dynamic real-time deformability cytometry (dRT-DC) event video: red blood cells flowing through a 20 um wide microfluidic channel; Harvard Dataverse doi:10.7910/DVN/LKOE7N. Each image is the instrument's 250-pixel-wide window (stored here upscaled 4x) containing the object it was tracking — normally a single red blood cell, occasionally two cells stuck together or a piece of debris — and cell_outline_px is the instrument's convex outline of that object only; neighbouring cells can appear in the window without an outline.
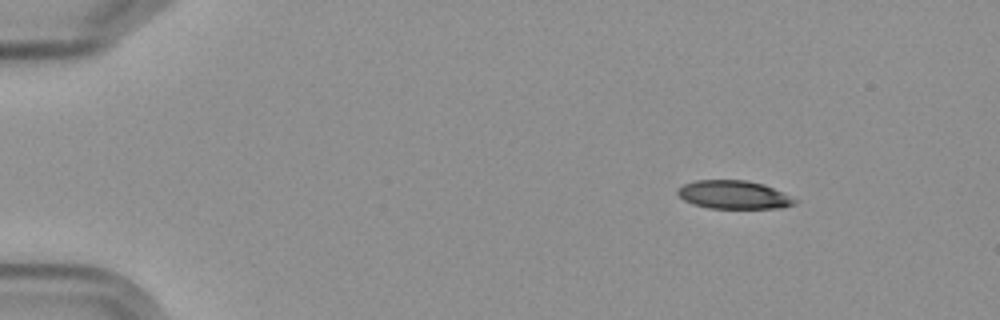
{"species": "Egyptian fruit bat (a non-hibernating species)", "species_latin": "Rousettus aegyptiacus", "temperature_condition": "cold", "stored_images_in_passage": 4, "camera_frame_rate_fps": 3000, "um_per_image_px": 0.085, "frame": {"image": 1, "passage_image": 1, "time_ms": 0.0, "image_size_px": [1000, 320], "cell_outline_px": [[800, 200], [796, 204], [780, 208], [708, 208], [692, 204], [684, 200], [676, 192], [676, 188], [684, 184], [696, 180], [744, 180], [764, 184], [784, 192]], "centroid_in_image_um": [62.4, 16.55], "position_along_channel_um": 22.6, "area_um2": 19.59}}
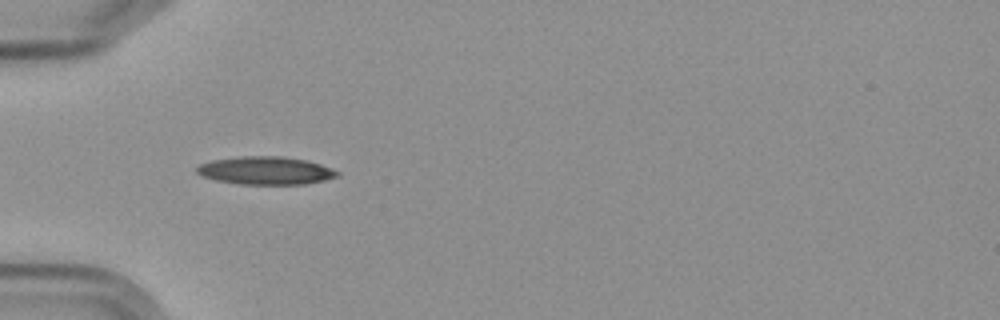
{"frame": {"image": 2, "passage_image": 3, "time_ms": 3.667, "image_size_px": [1000, 320], "cell_outline_px": [[340, 176], [324, 180], [304, 184], [240, 184], [216, 180], [200, 176], [196, 172], [196, 168], [200, 164], [212, 160], [240, 156], [280, 156], [304, 160], [320, 164], [332, 168], [340, 172]], "centroid_in_image_um": [22.57, 14.5], "position_along_channel_um": 62.4, "area_um2": 22.89}}
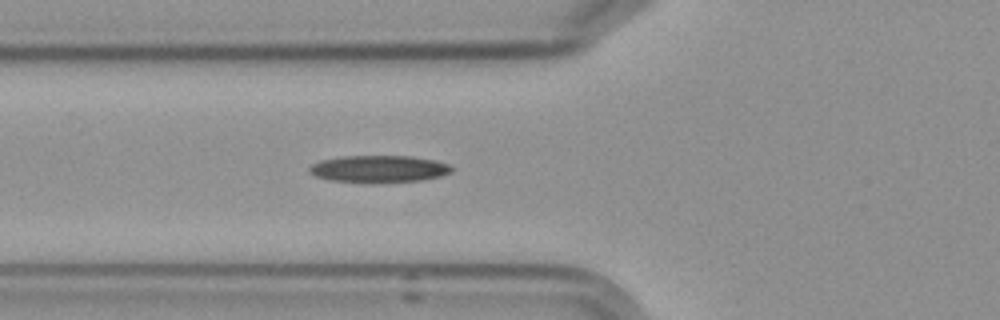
{"frame": {"image": 3, "passage_image": 4, "time_ms": 4.667, "image_size_px": [1000, 320], "cell_outline_px": [[456, 168], [452, 172], [440, 176], [420, 180], [376, 184], [364, 184], [328, 180], [316, 176], [308, 172], [308, 168], [312, 164], [320, 160], [348, 156], [412, 156], [436, 160], [448, 164]], "centroid_in_image_um": [32.21, 14.38], "position_along_channel_um": 93.6, "area_um2": 23.06}}